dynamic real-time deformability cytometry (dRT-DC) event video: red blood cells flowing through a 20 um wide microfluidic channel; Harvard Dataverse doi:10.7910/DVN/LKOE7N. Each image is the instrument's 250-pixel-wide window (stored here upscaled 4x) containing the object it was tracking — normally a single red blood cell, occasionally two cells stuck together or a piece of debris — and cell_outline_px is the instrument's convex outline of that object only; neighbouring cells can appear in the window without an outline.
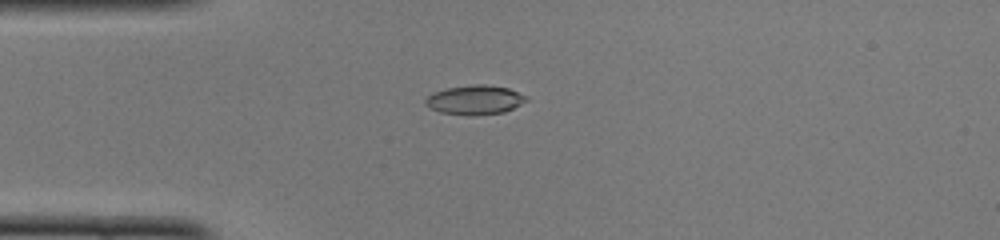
{"species": "common noctule bat (a hibernating species)", "species_latin": "Nyctalus noctula", "temperature_condition": "cold", "stored_images_in_passage": 49, "camera_frame_rate_fps": 3000, "um_per_image_px": 0.085, "animal": {"sex": "female", "body_mass_g": 22.0, "forearm_length_mm": 56.7}, "frame": {"image": 1, "passage_image": 13, "time_ms": 4.0, "image_size_px": [1000, 240], "cell_outline_px": [[528, 100], [504, 112], [476, 116], [472, 116], [440, 112], [428, 108], [424, 104], [424, 100], [432, 92], [448, 88], [476, 84], [484, 84], [508, 88], [528, 96]], "centroid_in_image_um": [40.34, 8.5], "position_along_channel_um": 44.7, "area_um2": 17.34}}
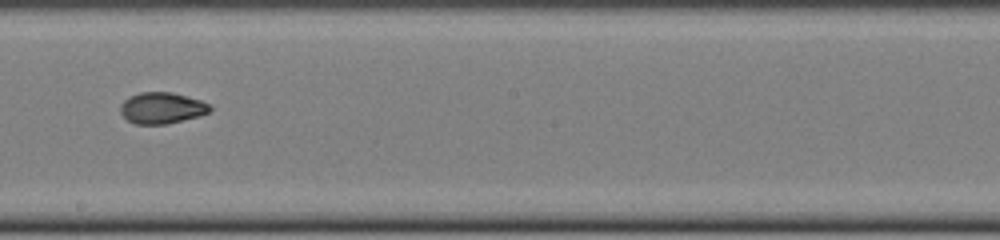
{"frame": {"image": 2, "passage_image": 28, "time_ms": 9.0, "image_size_px": [1000, 240], "cell_outline_px": [[212, 108], [208, 112], [200, 116], [168, 124], [136, 124], [128, 120], [120, 112], [120, 104], [124, 100], [140, 92], [172, 92], [200, 100], [208, 104]], "centroid_in_image_um": [13.75, 9.18], "position_along_channel_um": 234.4, "area_um2": 16.24}}
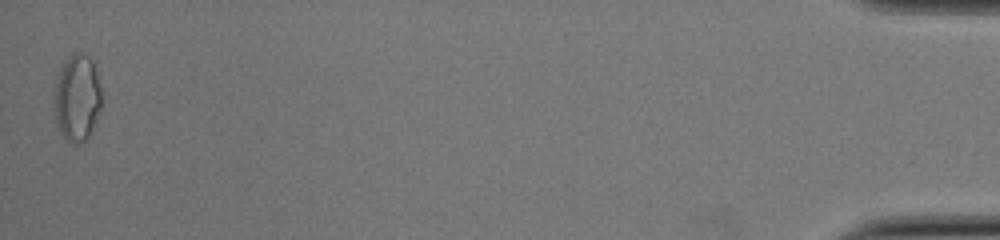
{"frame": {"image": 3, "passage_image": 49, "time_ms": 16.0, "image_size_px": [1000, 240], "cell_outline_px": [[104, 100], [92, 132], [84, 140], [76, 144], [72, 144], [60, 132], [56, 124], [52, 92], [56, 76], [60, 68], [68, 56], [72, 52], [84, 52], [92, 60], [100, 84]], "centroid_in_image_um": [6.55, 8.29], "position_along_channel_um": 428.7, "area_um2": 24.85}, "authors_computed_cell_mechanics": {"area_um2": 16.762, "velocity_mm_per_s": 4.1092, "shape_relaxation_time_tau1_ms": 4.7471, "shape_relaxation_time_tau2_ms": 2.3567, "deformation_change_tau1": 0.1728, "deformation_change_tau2": 0.0602}}